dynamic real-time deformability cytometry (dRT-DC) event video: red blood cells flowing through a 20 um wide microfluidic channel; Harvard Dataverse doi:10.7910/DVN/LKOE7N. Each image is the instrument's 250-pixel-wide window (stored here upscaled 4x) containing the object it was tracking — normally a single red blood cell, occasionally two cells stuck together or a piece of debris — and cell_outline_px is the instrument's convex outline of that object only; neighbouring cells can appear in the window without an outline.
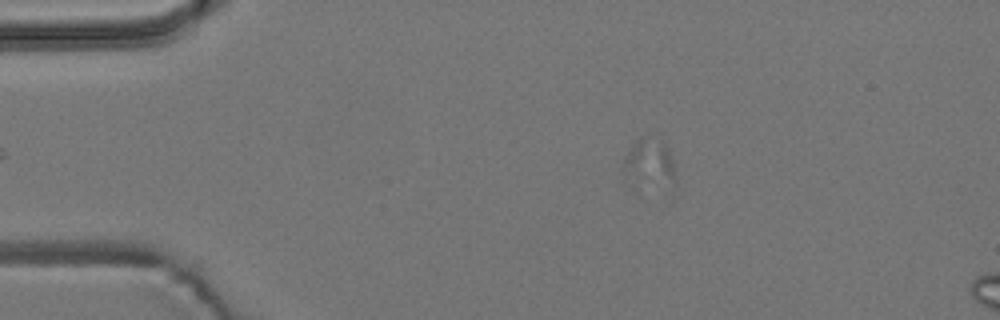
{"species": "common noctule bat (a hibernating species)", "species_latin": "Nyctalus noctula", "temperature_condition": "room temperature", "stored_images_in_passage": 18, "camera_frame_rate_fps": 3000, "um_per_image_px": 0.085, "animal": {"sex": "male", "body_mass_g": 19.2, "forearm_length_mm": 51.8}, "frame": {"image": 1, "passage_image": 10, "time_ms": 3.0, "image_size_px": [1000, 320], "cell_outline_px": [[676, 184], [624, 172], [624, 156], [636, 140], [640, 136], [660, 140], [664, 144], [672, 160], [676, 180]], "centroid_in_image_um": [55.24, 13.63], "position_along_channel_um": 29.8, "area_um2": 12.31}}